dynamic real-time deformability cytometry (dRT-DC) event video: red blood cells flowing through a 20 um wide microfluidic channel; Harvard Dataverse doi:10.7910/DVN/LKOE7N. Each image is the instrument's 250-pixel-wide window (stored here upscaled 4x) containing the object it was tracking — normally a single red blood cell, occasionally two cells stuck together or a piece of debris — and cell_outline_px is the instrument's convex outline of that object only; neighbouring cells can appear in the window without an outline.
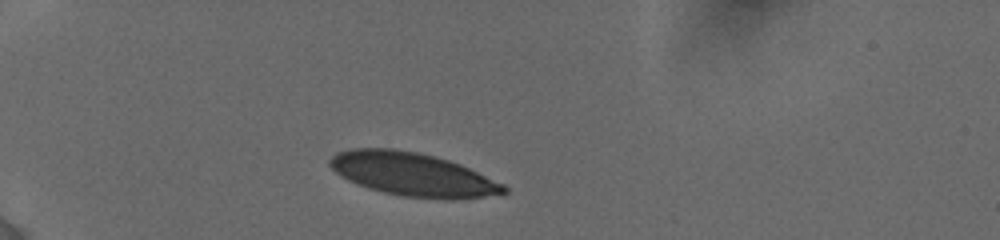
{"species": "human", "species_latin": "Homo sapiens", "temperature_condition": "cold", "stored_images_in_passage": 46, "camera_frame_rate_fps": 3000, "um_per_image_px": 0.085, "donor": {"sex": "female"}, "frame": {"image": 1, "passage_image": 1, "time_ms": 0.0, "image_size_px": [1000, 240], "cell_outline_px": [[508, 192], [484, 196], [456, 200], [444, 200], [400, 196], [368, 188], [348, 180], [340, 176], [328, 164], [328, 160], [336, 152], [352, 148], [392, 148], [416, 152], [448, 160], [460, 164], [504, 184], [508, 188]], "centroid_in_image_um": [35.06, 14.83], "position_along_channel_um": 49.9, "area_um2": 44.04}}
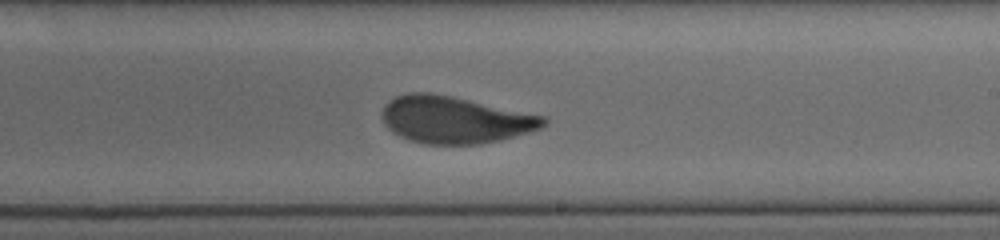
{"frame": {"image": 2, "passage_image": 30, "time_ms": 6.333, "image_size_px": [1000, 240], "cell_outline_px": [[548, 124], [540, 128], [528, 132], [500, 140], [480, 144], [424, 144], [408, 140], [392, 132], [384, 124], [380, 116], [380, 112], [384, 104], [388, 100], [396, 96], [408, 92], [432, 92], [452, 96], [548, 116]], "centroid_in_image_um": [38.64, 10.17], "position_along_channel_um": 250.4, "area_um2": 44.91}}
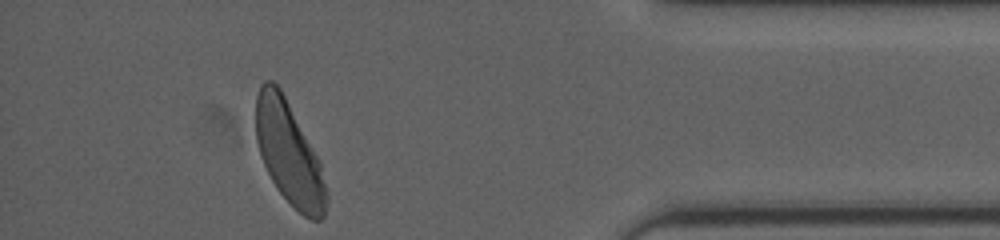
{"frame": {"image": 3, "passage_image": 46, "time_ms": 11.333, "image_size_px": [1000, 240], "cell_outline_px": [[328, 200], [324, 216], [320, 220], [312, 220], [304, 216], [276, 188], [260, 156], [256, 140], [256, 96], [260, 84], [264, 80], [272, 80], [280, 88], [320, 160], [328, 192]], "centroid_in_image_um": [24.58, 13.02], "position_along_channel_um": 410.6, "area_um2": 42.19}, "authors_computed_cell_mechanics": {"area_um2": 44.8528, "velocity_mm_per_s": 3.8203, "shape_relaxation_time_tau1_ms": 4.1408, "shape_relaxation_time_tau2_ms": null, "deformation_change_tau1": 0.1662, "deformation_change_tau2": null}}